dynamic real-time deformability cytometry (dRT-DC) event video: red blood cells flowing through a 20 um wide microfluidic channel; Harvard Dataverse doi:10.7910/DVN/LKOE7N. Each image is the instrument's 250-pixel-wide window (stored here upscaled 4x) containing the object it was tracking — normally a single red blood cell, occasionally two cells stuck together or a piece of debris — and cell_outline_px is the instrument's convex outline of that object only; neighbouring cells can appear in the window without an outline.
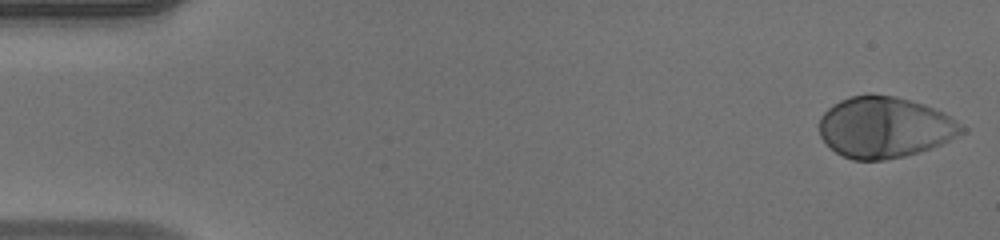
{"species": "human", "species_latin": "Homo sapiens", "temperature_condition": "warm", "stored_images_in_passage": 13, "camera_frame_rate_fps": 3000, "um_per_image_px": 0.085, "donor": {"sex": "male"}, "frame": {"image": 1, "passage_image": 1, "time_ms": 0.0, "image_size_px": [1000, 240], "cell_outline_px": [[968, 128], [964, 132], [940, 144], [920, 152], [904, 156], [884, 160], [852, 160], [836, 152], [820, 136], [820, 116], [832, 104], [840, 100], [852, 96], [896, 96], [924, 104], [944, 112]], "centroid_in_image_um": [75.22, 10.83], "position_along_channel_um": 9.8, "area_um2": 50.29}}